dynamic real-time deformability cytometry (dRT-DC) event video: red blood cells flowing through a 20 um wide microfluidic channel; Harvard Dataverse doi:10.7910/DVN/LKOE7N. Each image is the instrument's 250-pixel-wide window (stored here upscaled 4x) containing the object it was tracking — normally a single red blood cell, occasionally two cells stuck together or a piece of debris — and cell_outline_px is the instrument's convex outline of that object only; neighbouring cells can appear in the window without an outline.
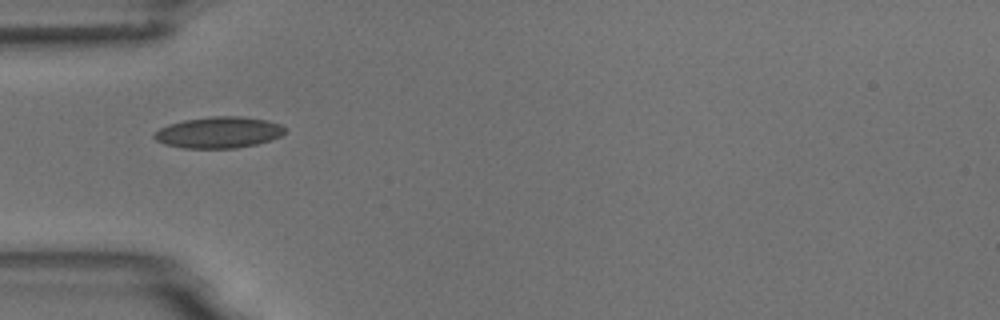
{"species": "common noctule bat (a hibernating species)", "species_latin": "Nyctalus noctula", "temperature_condition": "room temperature", "stored_images_in_passage": 38, "camera_frame_rate_fps": 3000, "um_per_image_px": 0.085, "animal": {"sex": "male", "body_mass_g": 18.8}, "frame": {"image": 1, "passage_image": 1, "time_ms": 0.0, "image_size_px": [1000, 320], "cell_outline_px": [[284, 132], [280, 136], [272, 140], [256, 144], [236, 148], [184, 148], [164, 144], [156, 140], [152, 136], [152, 132], [168, 124], [184, 120], [212, 116], [240, 116], [268, 120], [280, 124], [284, 128]], "centroid_in_image_um": [18.56, 11.25], "position_along_channel_um": 66.4, "area_um2": 23.93}}
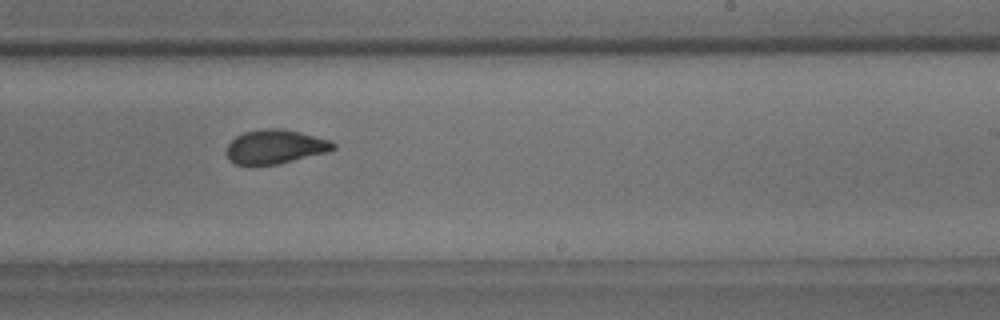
{"frame": {"image": 2, "passage_image": 17, "time_ms": 5.333, "image_size_px": [1000, 320], "cell_outline_px": [[336, 148], [328, 152], [276, 164], [236, 164], [228, 160], [228, 144], [236, 136], [244, 132], [264, 128], [280, 128], [300, 132], [332, 140], [336, 144]], "centroid_in_image_um": [23.43, 12.45], "position_along_channel_um": 265.6, "area_um2": 21.04}}
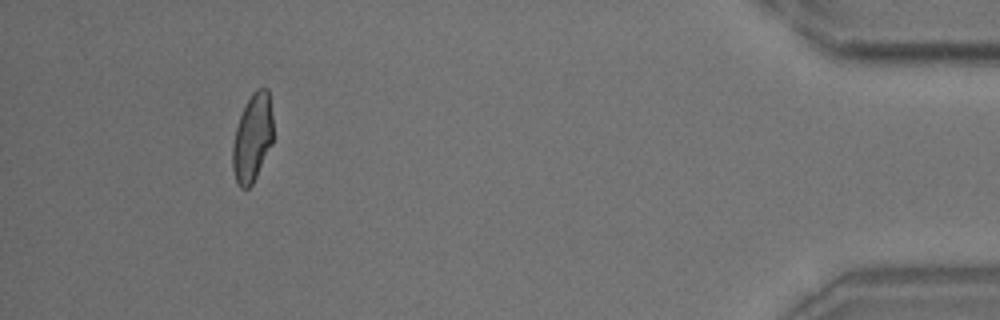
{"frame": {"image": 3, "passage_image": 34, "time_ms": 11.0, "image_size_px": [1000, 320], "cell_outline_px": [[272, 144], [252, 184], [248, 188], [240, 188], [236, 180], [232, 168], [232, 144], [236, 128], [240, 116], [252, 92], [256, 88], [268, 88], [272, 116]], "centroid_in_image_um": [21.45, 11.71], "position_along_channel_um": 413.8, "area_um2": 20.63}, "authors_computed_cell_mechanics": {"area_um2": 21.6172, "velocity_mm_per_s": 3.7231, "shape_relaxation_time_tau1_ms": 4.4255, "shape_relaxation_time_tau2_ms": 1.3616, "deformation_change_tau1": 0.1323, "deformation_change_tau2": 0.0624}}